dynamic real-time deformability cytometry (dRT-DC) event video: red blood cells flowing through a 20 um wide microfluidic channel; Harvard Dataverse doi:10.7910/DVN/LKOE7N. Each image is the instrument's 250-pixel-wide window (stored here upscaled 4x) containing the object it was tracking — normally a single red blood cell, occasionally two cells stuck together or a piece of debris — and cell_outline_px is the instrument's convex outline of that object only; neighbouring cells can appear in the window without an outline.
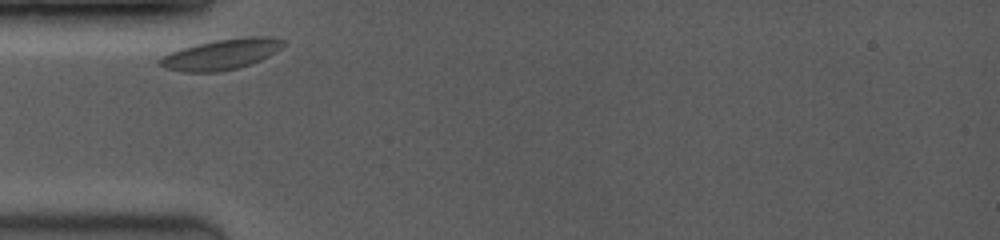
{"species": "common noctule bat (a hibernating species)", "species_latin": "Nyctalus noctula", "temperature_condition": "room temperature", "stored_images_in_passage": 10, "camera_frame_rate_fps": 3500, "um_per_image_px": 0.085, "animal": {"sex": "female", "body_mass_g": 19.0, "forearm_length_mm": 53.3}, "frame": {"image": 1, "passage_image": 1, "time_ms": 0.0, "image_size_px": [1000, 240], "cell_outline_px": [[284, 44], [276, 52], [260, 60], [236, 68], [220, 72], [180, 72], [164, 68], [156, 64], [156, 60], [172, 52], [196, 44], [216, 40], [244, 36], [268, 36], [284, 40]], "centroid_in_image_um": [18.78, 4.62], "position_along_channel_um": 66.2, "area_um2": 21.96}}
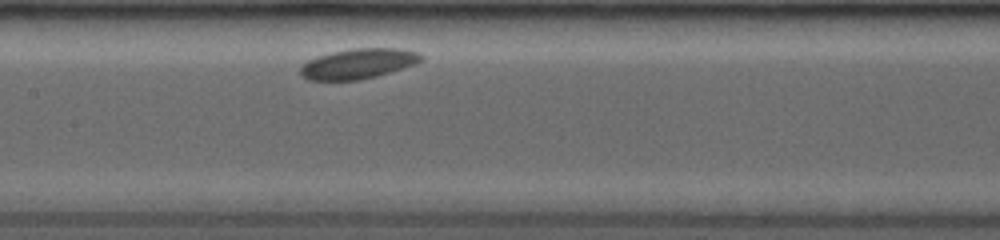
{"frame": {"image": 2, "passage_image": 6, "time_ms": 3.143, "image_size_px": [1000, 240], "cell_outline_px": [[424, 60], [416, 64], [376, 76], [360, 80], [308, 80], [300, 76], [300, 68], [308, 60], [316, 56], [348, 48], [400, 48], [416, 52], [424, 56]], "centroid_in_image_um": [30.45, 5.41], "position_along_channel_um": 177.0, "area_um2": 21.39}}